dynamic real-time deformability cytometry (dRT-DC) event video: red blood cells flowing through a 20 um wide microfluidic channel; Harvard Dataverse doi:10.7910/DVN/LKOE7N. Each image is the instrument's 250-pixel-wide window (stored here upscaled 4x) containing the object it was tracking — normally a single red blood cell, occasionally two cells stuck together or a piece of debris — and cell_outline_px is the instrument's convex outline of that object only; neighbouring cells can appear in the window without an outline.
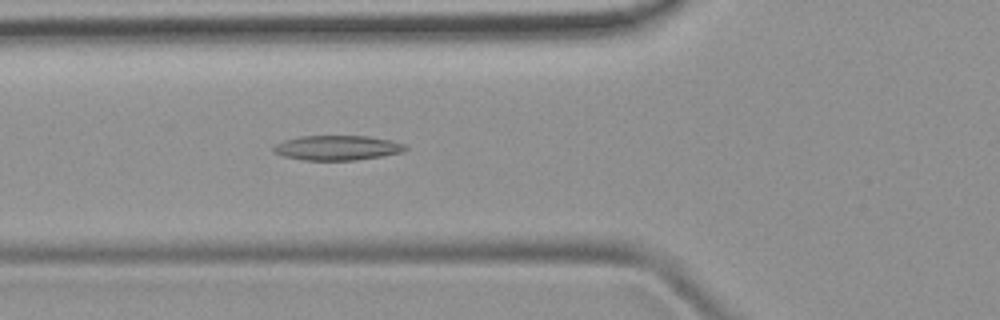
{"species": "common noctule bat (a hibernating species)", "species_latin": "Nyctalus noctula", "temperature_condition": "room temperature", "stored_images_in_passage": 41, "camera_frame_rate_fps": 3000, "um_per_image_px": 0.085, "animal": {"sex": "female", "body_mass_g": 19.9}, "frame": {"image": 1, "passage_image": 14, "time_ms": 4.333, "image_size_px": [1000, 320], "cell_outline_px": [[408, 148], [400, 152], [380, 156], [356, 160], [304, 160], [284, 156], [272, 152], [272, 148], [276, 144], [284, 140], [300, 136], [368, 136], [392, 140], [404, 144]], "centroid_in_image_um": [28.64, 12.56], "position_along_channel_um": 97.2, "area_um2": 18.96}}
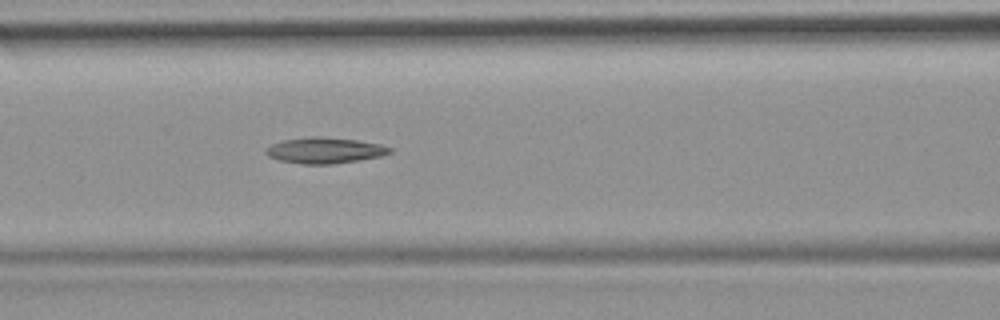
{"frame": {"image": 2, "passage_image": 17, "time_ms": 5.333, "image_size_px": [1000, 320], "cell_outline_px": [[392, 152], [380, 156], [332, 164], [300, 164], [280, 160], [268, 156], [264, 152], [272, 144], [284, 140], [308, 136], [320, 136], [356, 140], [380, 144], [392, 148]], "centroid_in_image_um": [27.59, 12.78], "position_along_channel_um": 139.0, "area_um2": 18.55}}
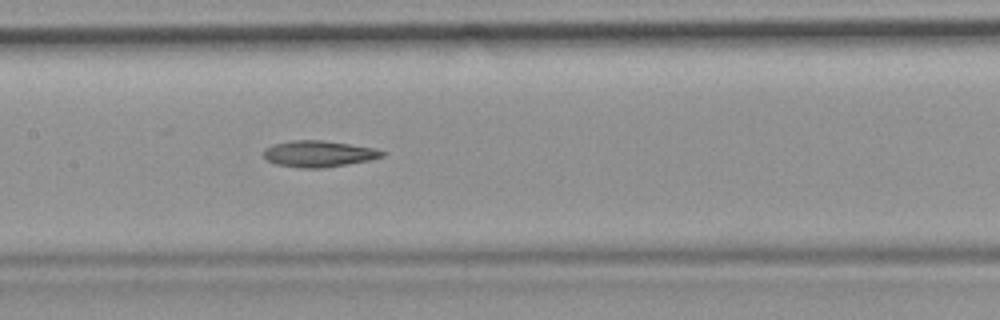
{"frame": {"image": 3, "passage_image": 20, "time_ms": 6.333, "image_size_px": [1000, 320], "cell_outline_px": [[384, 156], [368, 160], [324, 168], [300, 168], [276, 164], [268, 160], [264, 156], [264, 148], [272, 144], [292, 140], [320, 140], [376, 148], [384, 152]], "centroid_in_image_um": [27.05, 13.07], "position_along_channel_um": 180.3, "area_um2": 18.03}}